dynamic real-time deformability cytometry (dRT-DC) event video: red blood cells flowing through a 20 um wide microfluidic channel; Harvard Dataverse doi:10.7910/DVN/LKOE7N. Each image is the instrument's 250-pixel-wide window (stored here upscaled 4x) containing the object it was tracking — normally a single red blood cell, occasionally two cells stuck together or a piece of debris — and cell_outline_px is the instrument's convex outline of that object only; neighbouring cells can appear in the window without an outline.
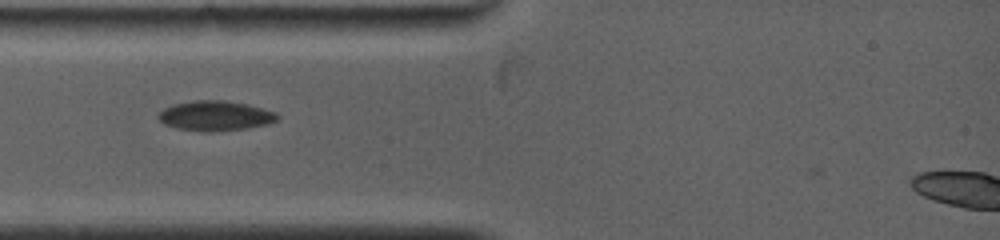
{"species": "common noctule bat (a hibernating species)", "species_latin": "Nyctalus noctula", "temperature_condition": "warm", "stored_images_in_passage": 19, "camera_frame_rate_fps": 5000, "um_per_image_px": 0.085, "animal": {"sex": "female", "body_mass_g": 19.0, "forearm_length_mm": 53.3}, "frame": {"image": 1, "passage_image": 4, "time_ms": 1.2, "image_size_px": [1000, 240], "cell_outline_px": [[280, 120], [268, 124], [248, 128], [212, 132], [200, 132], [176, 128], [164, 124], [156, 116], [164, 108], [172, 104], [192, 100], [224, 100], [248, 104], [276, 112], [280, 116]], "centroid_in_image_um": [18.31, 9.84], "position_along_channel_um": 66.7, "area_um2": 21.15}}
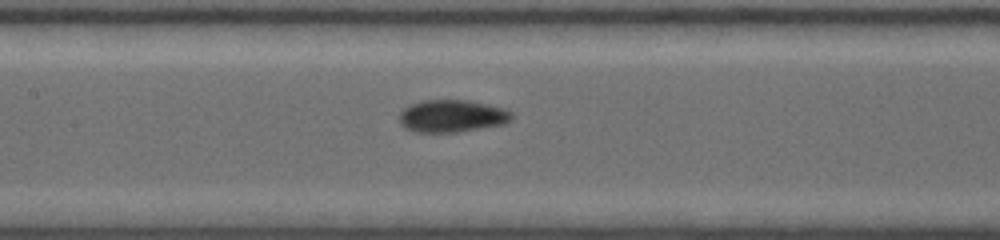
{"frame": {"image": 2, "passage_image": 10, "time_ms": 3.8, "image_size_px": [1000, 240], "cell_outline_px": [[512, 120], [504, 124], [456, 132], [412, 132], [404, 128], [400, 124], [400, 112], [408, 104], [424, 100], [468, 100], [488, 104], [504, 108], [512, 112]], "centroid_in_image_um": [38.4, 9.86], "position_along_channel_um": 169.0, "area_um2": 21.39}}
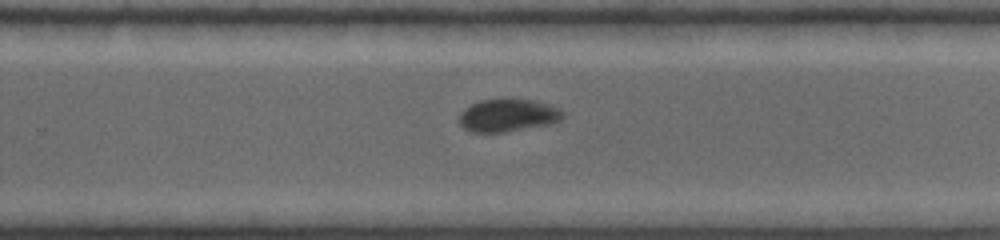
{"frame": {"image": 3, "passage_image": 17, "time_ms": 6.8, "image_size_px": [1000, 240], "cell_outline_px": [[564, 116], [560, 120], [552, 124], [504, 132], [468, 132], [456, 120], [464, 108], [480, 100], [532, 100], [548, 104], [560, 108], [564, 112]], "centroid_in_image_um": [43.16, 9.82], "position_along_channel_um": 286.6, "area_um2": 19.77}}